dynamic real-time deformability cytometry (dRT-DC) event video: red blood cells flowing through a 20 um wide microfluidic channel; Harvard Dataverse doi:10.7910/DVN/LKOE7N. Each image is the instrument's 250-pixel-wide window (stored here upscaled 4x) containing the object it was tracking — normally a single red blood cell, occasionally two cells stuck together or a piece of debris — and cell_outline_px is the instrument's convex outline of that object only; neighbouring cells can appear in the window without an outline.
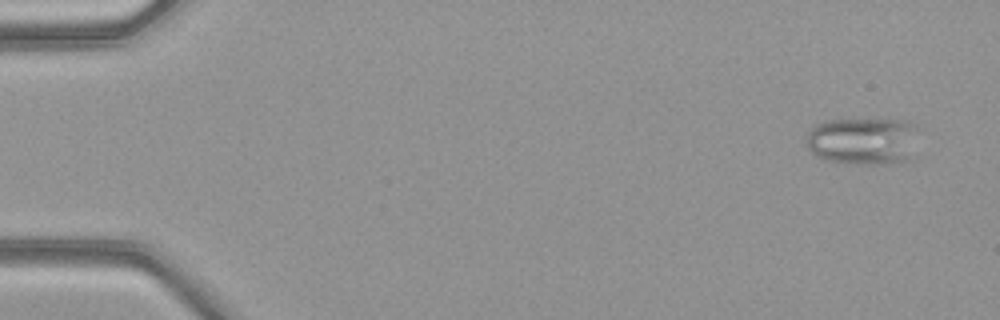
{"species": "common noctule bat (a hibernating species)", "species_latin": "Nyctalus noctula", "temperature_condition": "warm", "stored_images_in_passage": 50, "camera_frame_rate_fps": 3000, "um_per_image_px": 0.085, "animal": {"sex": "female", "body_mass_g": 21.9}, "frame": {"image": 1, "passage_image": 3, "time_ms": 0.667, "image_size_px": [1000, 320], "cell_outline_px": [[916, 128], [912, 160], [892, 164], [864, 164], [828, 160], [816, 156], [808, 148], [808, 132], [816, 124], [824, 120], [904, 120], [912, 124]], "centroid_in_image_um": [73.38, 12.0], "position_along_channel_um": 11.6, "area_um2": 30.87}}
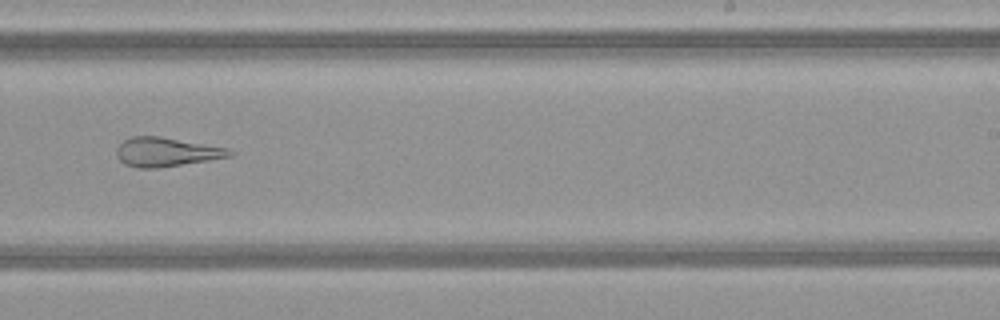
{"frame": {"image": 2, "passage_image": 32, "time_ms": 10.333, "image_size_px": [1000, 320], "cell_outline_px": [[236, 152], [232, 156], [160, 168], [136, 168], [124, 164], [116, 156], [116, 148], [124, 140], [132, 136], [160, 136], [228, 148]], "centroid_in_image_um": [14.13, 12.92], "position_along_channel_um": 274.9, "area_um2": 19.25}}
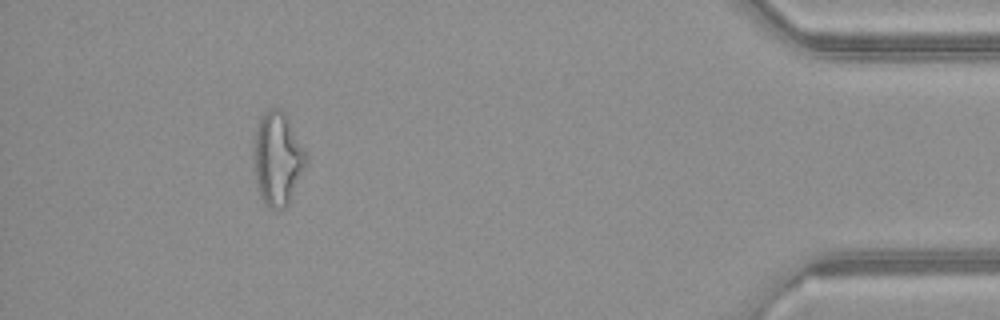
{"frame": {"image": 3, "passage_image": 46, "time_ms": 15.0, "image_size_px": [1000, 320], "cell_outline_px": [[308, 164], [288, 204], [284, 208], [272, 208], [264, 204], [256, 184], [252, 152], [252, 148], [256, 128], [264, 112], [268, 108], [280, 108], [284, 112], [304, 148], [308, 156]], "centroid_in_image_um": [23.59, 13.49], "position_along_channel_um": 411.6, "area_um2": 28.73}}